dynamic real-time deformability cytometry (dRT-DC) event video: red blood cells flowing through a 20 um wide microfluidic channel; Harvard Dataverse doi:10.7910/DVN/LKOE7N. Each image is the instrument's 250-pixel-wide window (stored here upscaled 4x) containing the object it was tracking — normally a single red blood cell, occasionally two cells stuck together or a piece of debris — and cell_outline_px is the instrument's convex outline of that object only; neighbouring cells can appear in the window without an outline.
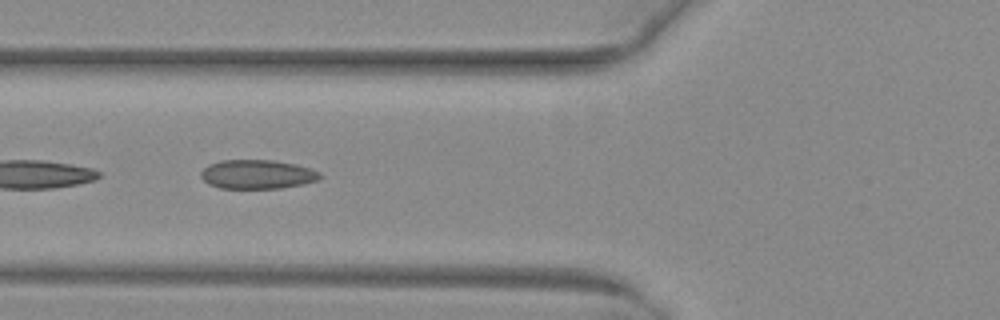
{"species": "common noctule bat (a hibernating species)", "species_latin": "Nyctalus noctula", "temperature_condition": "warm", "stored_images_in_passage": 6, "camera_frame_rate_fps": 3000, "um_per_image_px": 0.085, "animal": {"sex": "female", "body_mass_g": 29.2, "forearm_length_mm": 56.3}, "frame": {"image": 1, "passage_image": 3, "time_ms": 0.667, "image_size_px": [1000, 320], "cell_outline_px": [[324, 176], [316, 180], [304, 184], [280, 188], [220, 188], [208, 184], [200, 176], [200, 172], [208, 164], [220, 160], [272, 160], [296, 164], [320, 172]], "centroid_in_image_um": [21.85, 14.81], "position_along_channel_um": 103.9, "area_um2": 20.23}}